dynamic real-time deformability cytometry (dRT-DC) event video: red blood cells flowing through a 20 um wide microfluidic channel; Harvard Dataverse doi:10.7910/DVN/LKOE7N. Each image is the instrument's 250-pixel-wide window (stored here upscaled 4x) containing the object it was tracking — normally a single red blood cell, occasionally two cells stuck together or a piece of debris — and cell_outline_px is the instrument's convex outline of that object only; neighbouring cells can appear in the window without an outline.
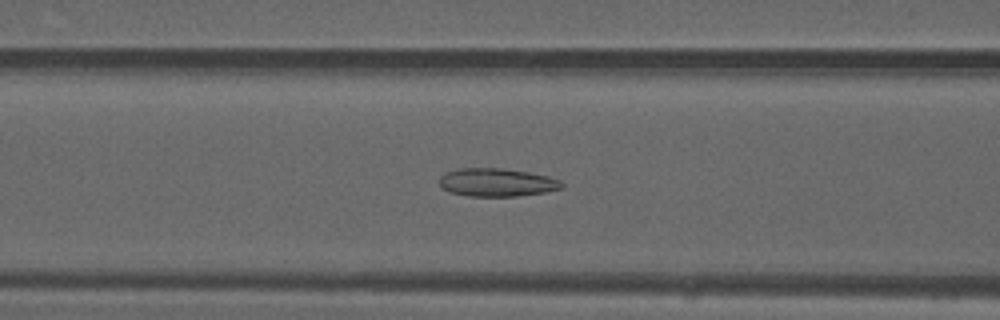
{"species": "common noctule bat (a hibernating species)", "species_latin": "Nyctalus noctula", "temperature_condition": "warm", "stored_images_in_passage": 44, "camera_frame_rate_fps": 3000, "um_per_image_px": 0.085, "animal": {"sex": "male", "forearm_length_mm": 52.5}, "frame": {"image": 1, "passage_image": 20, "time_ms": 6.333, "image_size_px": [1000, 320], "cell_outline_px": [[564, 188], [544, 192], [516, 196], [468, 196], [448, 192], [440, 188], [440, 176], [444, 172], [460, 168], [504, 168], [528, 172], [548, 176], [560, 180], [564, 184]], "centroid_in_image_um": [42.21, 15.5], "position_along_channel_um": 124.4, "area_um2": 20.29}}
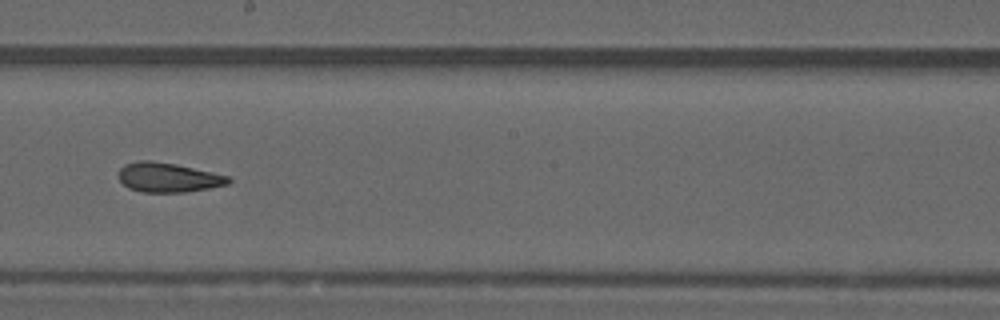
{"frame": {"image": 2, "passage_image": 28, "time_ms": 9.0, "image_size_px": [1000, 320], "cell_outline_px": [[232, 180], [228, 184], [208, 188], [184, 192], [140, 192], [128, 188], [120, 180], [120, 168], [124, 164], [140, 160], [152, 160], [176, 164], [212, 172], [228, 176]], "centroid_in_image_um": [14.28, 15.08], "position_along_channel_um": 233.9, "area_um2": 18.79}}
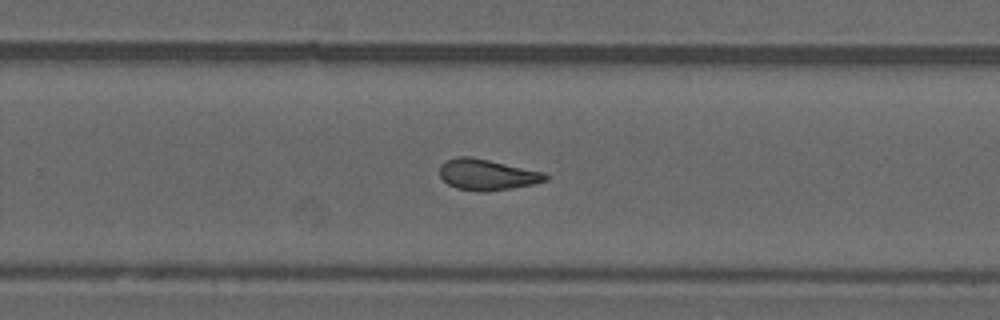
{"frame": {"image": 3, "passage_image": 32, "time_ms": 10.333, "image_size_px": [1000, 320], "cell_outline_px": [[548, 180], [532, 184], [484, 192], [456, 188], [448, 184], [440, 176], [440, 164], [456, 156], [468, 156], [488, 160], [544, 172], [548, 176]], "centroid_in_image_um": [41.38, 14.84], "position_along_channel_um": 288.4, "area_um2": 18.79}, "authors_computed_cell_mechanics": {"area_um2": 19.652, "velocity_mm_per_s": 4.1237, "shape_relaxation_time_tau1_ms": null, "shape_relaxation_time_tau2_ms": 2.5092, "deformation_change_tau1": null, "deformation_change_tau2": 0.1066}}